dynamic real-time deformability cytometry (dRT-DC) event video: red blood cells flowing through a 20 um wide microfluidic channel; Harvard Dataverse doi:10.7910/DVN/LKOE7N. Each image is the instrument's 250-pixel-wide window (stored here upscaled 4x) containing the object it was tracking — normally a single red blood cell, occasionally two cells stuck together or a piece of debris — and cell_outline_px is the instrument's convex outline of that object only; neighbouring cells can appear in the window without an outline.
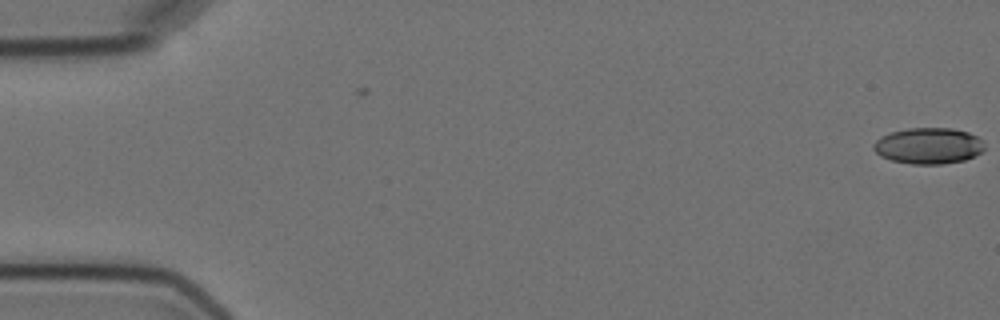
{"species": "Egyptian fruit bat (a non-hibernating species)", "species_latin": "Rousettus aegyptiacus", "temperature_condition": "cold", "stored_images_in_passage": 2, "camera_frame_rate_fps": 3000, "um_per_image_px": 0.085, "animal": {"sex": "female"}, "frame": {"image": 1, "passage_image": 2, "time_ms": 1.0, "image_size_px": [1000, 320], "cell_outline_px": [[984, 148], [976, 156], [964, 160], [940, 164], [912, 164], [892, 160], [880, 156], [872, 148], [872, 144], [880, 136], [892, 132], [908, 128], [952, 128], [968, 132], [984, 140]], "centroid_in_image_um": [78.92, 12.39], "position_along_channel_um": 6.1, "area_um2": 23.47}}